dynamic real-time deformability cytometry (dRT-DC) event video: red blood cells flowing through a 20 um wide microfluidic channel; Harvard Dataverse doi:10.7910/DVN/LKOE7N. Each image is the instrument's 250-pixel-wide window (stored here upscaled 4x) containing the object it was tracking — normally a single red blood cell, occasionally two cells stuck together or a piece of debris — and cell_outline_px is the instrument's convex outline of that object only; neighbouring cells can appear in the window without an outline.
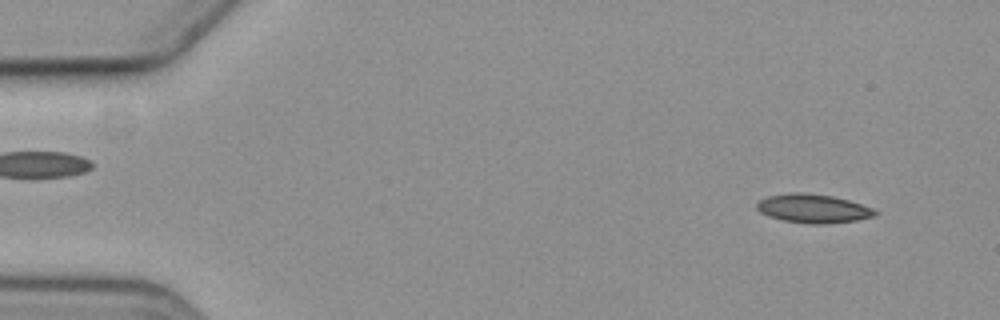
{"species": "common noctule bat (a hibernating species)", "species_latin": "Nyctalus noctula", "temperature_condition": "cold", "stored_images_in_passage": 4, "camera_frame_rate_fps": 3000, "um_per_image_px": 0.085, "animal": {"sex": "female", "body_mass_g": 19.3, "forearm_length_mm": 54.1}, "frame": {"image": 1, "passage_image": 1, "time_ms": 0.0, "image_size_px": [1000, 320], "cell_outline_px": [[876, 216], [856, 220], [824, 224], [812, 224], [784, 220], [768, 216], [760, 212], [756, 208], [756, 204], [760, 200], [768, 196], [792, 192], [804, 192], [832, 196], [848, 200], [872, 208], [876, 212]], "centroid_in_image_um": [69.09, 17.72], "position_along_channel_um": 15.9, "area_um2": 19.65}}